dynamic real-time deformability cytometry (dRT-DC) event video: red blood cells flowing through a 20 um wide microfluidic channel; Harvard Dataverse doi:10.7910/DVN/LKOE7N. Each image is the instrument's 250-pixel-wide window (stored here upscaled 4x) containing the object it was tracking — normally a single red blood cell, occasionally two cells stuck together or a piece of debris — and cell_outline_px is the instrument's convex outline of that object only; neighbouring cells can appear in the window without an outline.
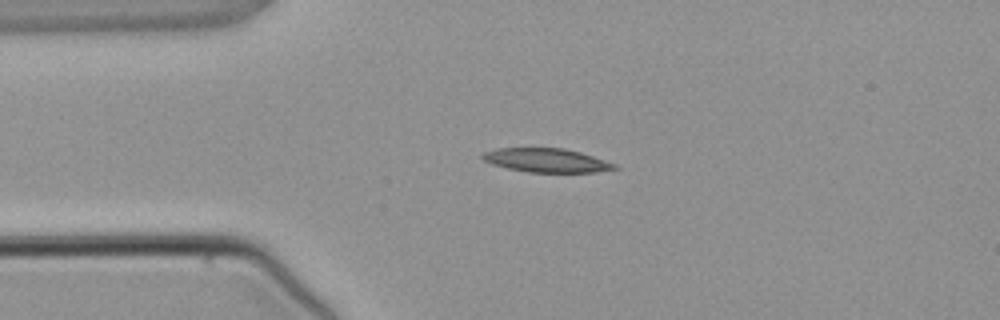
{"species": "common noctule bat (a hibernating species)", "species_latin": "Nyctalus noctula", "temperature_condition": "warm", "stored_images_in_passage": 3, "camera_frame_rate_fps": 3000, "um_per_image_px": 0.085, "animal": {"sex": "male", "body_mass_g": 21.5, "forearm_length_mm": 52.0}, "frame": {"image": 1, "passage_image": 2, "time_ms": 1.333, "image_size_px": [1000, 320], "cell_outline_px": [[620, 168], [596, 172], [528, 172], [508, 168], [492, 164], [484, 160], [480, 156], [484, 152], [496, 148], [564, 148], [580, 152], [616, 164]], "centroid_in_image_um": [46.45, 13.62], "position_along_channel_um": 38.6, "area_um2": 18.26}}
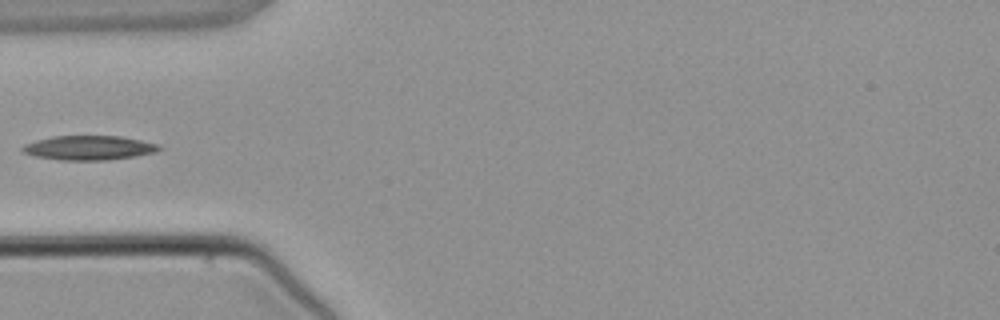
{"frame": {"image": 2, "passage_image": 3, "time_ms": 2.667, "image_size_px": [1000, 320], "cell_outline_px": [[164, 148], [156, 152], [136, 156], [108, 160], [60, 160], [36, 156], [20, 152], [20, 148], [24, 144], [36, 140], [52, 136], [120, 136], [160, 144]], "centroid_in_image_um": [7.57, 12.56], "position_along_channel_um": 77.4, "area_um2": 19.59}}